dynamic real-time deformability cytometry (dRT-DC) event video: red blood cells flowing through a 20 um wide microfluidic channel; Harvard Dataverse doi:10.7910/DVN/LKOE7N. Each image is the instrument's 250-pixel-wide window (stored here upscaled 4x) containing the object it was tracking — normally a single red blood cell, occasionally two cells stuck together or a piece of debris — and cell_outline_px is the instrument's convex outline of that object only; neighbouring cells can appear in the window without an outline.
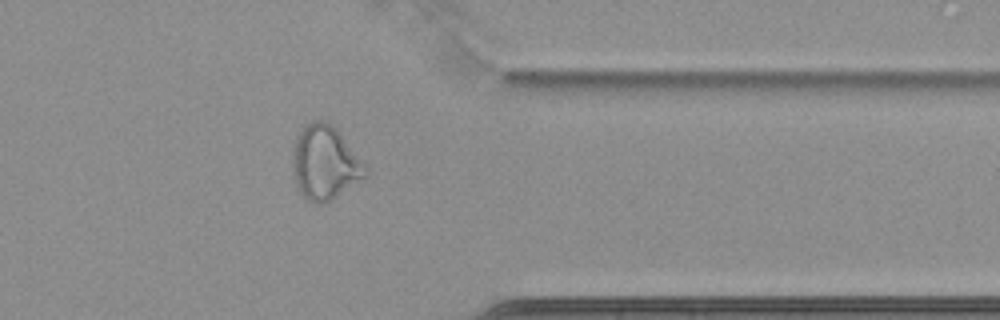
{"species": "common noctule bat (a hibernating species)", "species_latin": "Nyctalus noctula", "temperature_condition": "cold", "stored_images_in_passage": 40, "camera_frame_rate_fps": 3000, "um_per_image_px": 0.085, "animal": {"sex": "female", "body_mass_g": 22.7, "forearm_length_mm": 54.2}, "frame": {"image": 1, "passage_image": 29, "time_ms": 9.333, "image_size_px": [1000, 320], "cell_outline_px": [[368, 176], [332, 200], [324, 204], [316, 204], [308, 200], [296, 188], [292, 172], [292, 148], [296, 136], [312, 120], [324, 120], [332, 124], [340, 132], [368, 168]], "centroid_in_image_um": [27.61, 13.85], "position_along_channel_um": 383.8, "area_um2": 31.96}, "authors_computed_cell_mechanics": {"area_um2": 26.2701, "velocity_mm_per_s": 3.4824, "shape_relaxation_time_tau1_ms": null, "shape_relaxation_time_tau2_ms": 2.3797, "deformation_change_tau1": null, "deformation_change_tau2": 0.0967}}